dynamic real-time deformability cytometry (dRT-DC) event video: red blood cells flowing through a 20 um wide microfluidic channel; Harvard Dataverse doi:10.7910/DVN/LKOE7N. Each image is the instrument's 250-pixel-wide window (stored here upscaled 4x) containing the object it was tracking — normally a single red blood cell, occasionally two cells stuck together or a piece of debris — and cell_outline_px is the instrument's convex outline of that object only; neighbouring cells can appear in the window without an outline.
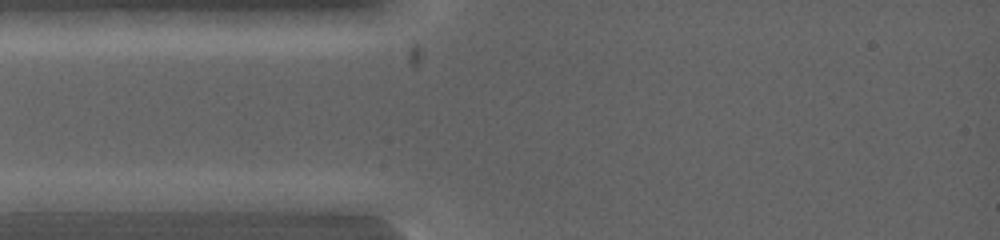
{"species": "common noctule bat (a hibernating species)", "species_latin": "Nyctalus noctula", "temperature_condition": "warm", "stored_images_in_passage": 2, "camera_frame_rate_fps": 5000, "um_per_image_px": 0.085, "animal": {"sex": "female", "body_mass_g": 19.0, "forearm_length_mm": 53.3}, "frame": {"image": 1, "passage_image": 1, "time_ms": 0.0, "image_size_px": [1000, 240], "cell_outline_px": [[224, 200], [216, 208], [196, 212], [140, 212], [128, 200], [148, 192], [156, 192]], "centroid_in_image_um": [14.68, 17.26], "position_along_channel_um": 70.3, "area_um2": 10.06}}